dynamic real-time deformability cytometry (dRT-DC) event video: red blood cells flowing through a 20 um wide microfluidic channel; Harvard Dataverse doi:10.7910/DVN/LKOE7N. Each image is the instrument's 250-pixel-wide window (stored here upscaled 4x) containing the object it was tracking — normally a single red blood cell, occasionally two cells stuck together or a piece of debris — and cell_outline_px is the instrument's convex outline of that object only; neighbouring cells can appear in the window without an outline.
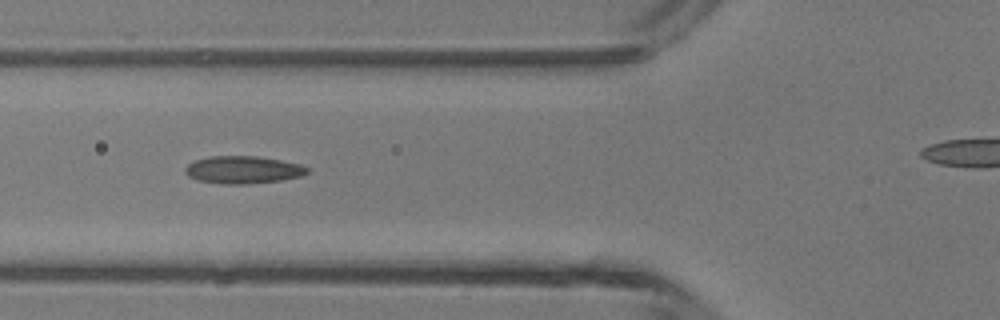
{"species": "common noctule bat (a hibernating species)", "species_latin": "Nyctalus noctula", "temperature_condition": "room temperature", "stored_images_in_passage": 6, "camera_frame_rate_fps": 3000, "um_per_image_px": 0.085, "animal": {"sex": "male", "body_mass_g": 13.3}, "frame": {"image": 1, "passage_image": 4, "time_ms": 1.0, "image_size_px": [1000, 320], "cell_outline_px": [[308, 172], [300, 176], [280, 180], [244, 184], [220, 184], [196, 180], [188, 176], [184, 172], [184, 168], [188, 164], [196, 160], [212, 156], [256, 156], [280, 160], [300, 164], [308, 168]], "centroid_in_image_um": [20.61, 14.43], "position_along_channel_um": 105.2, "area_um2": 19.48}}